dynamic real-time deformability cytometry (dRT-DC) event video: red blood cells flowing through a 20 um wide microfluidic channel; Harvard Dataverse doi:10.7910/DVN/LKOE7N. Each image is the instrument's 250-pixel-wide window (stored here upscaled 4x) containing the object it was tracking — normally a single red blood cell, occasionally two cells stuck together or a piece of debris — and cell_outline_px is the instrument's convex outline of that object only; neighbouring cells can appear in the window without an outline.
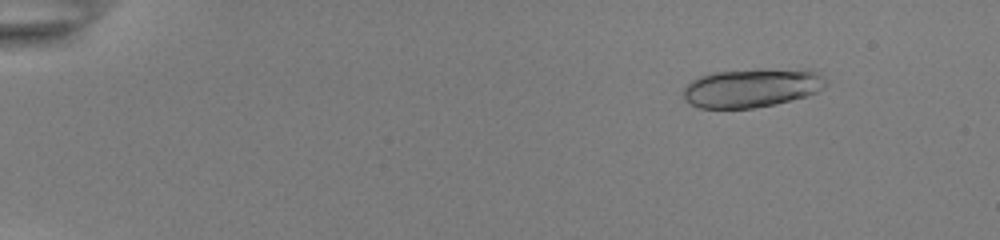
{"species": "common noctule bat (a hibernating species)", "species_latin": "Nyctalus noctula", "temperature_condition": "room temperature", "stored_images_in_passage": 22, "camera_frame_rate_fps": 3000, "um_per_image_px": 0.085, "animal": {"sex": "female", "body_mass_g": 22.0, "forearm_length_mm": 56.7}, "frame": {"image": 1, "passage_image": 7, "time_ms": 2.0, "image_size_px": [1000, 240], "cell_outline_px": [[828, 84], [824, 88], [816, 92], [804, 96], [772, 104], [752, 108], [700, 108], [684, 100], [684, 88], [692, 80], [700, 76], [712, 72], [756, 68], [764, 68], [812, 72], [824, 76], [828, 80]], "centroid_in_image_um": [63.86, 7.46], "position_along_channel_um": 21.1, "area_um2": 31.96}}